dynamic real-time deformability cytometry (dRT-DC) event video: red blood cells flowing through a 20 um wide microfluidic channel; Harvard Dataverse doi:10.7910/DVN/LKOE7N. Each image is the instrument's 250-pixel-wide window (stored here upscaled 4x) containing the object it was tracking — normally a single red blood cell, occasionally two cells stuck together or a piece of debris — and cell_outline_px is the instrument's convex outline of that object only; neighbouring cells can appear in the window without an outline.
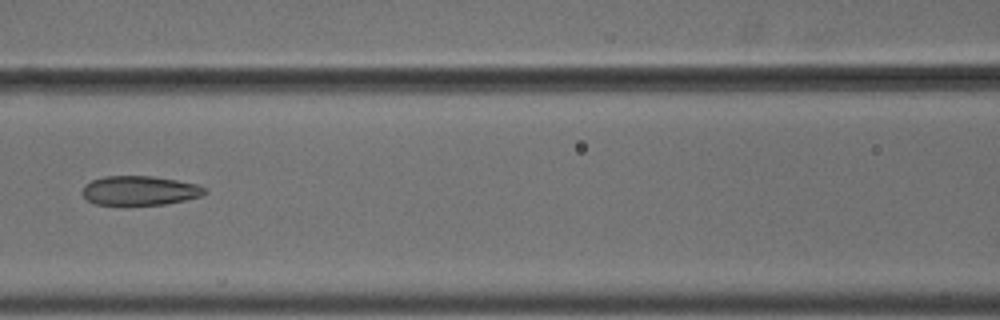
{"species": "common noctule bat (a hibernating species)", "species_latin": "Nyctalus noctula", "temperature_condition": "cold", "stored_images_in_passage": 5, "camera_frame_rate_fps": 3000, "um_per_image_px": 0.085, "animal": {"sex": "male", "body_mass_g": 18.8}, "frame": {"image": 1, "passage_image": 3, "time_ms": 0.667, "image_size_px": [1000, 320], "cell_outline_px": [[208, 192], [200, 196], [184, 200], [164, 204], [96, 204], [88, 200], [80, 192], [84, 184], [92, 180], [104, 176], [152, 176], [176, 180], [196, 184], [204, 188]], "centroid_in_image_um": [11.84, 16.18], "position_along_channel_um": 154.8, "area_um2": 20.69}}
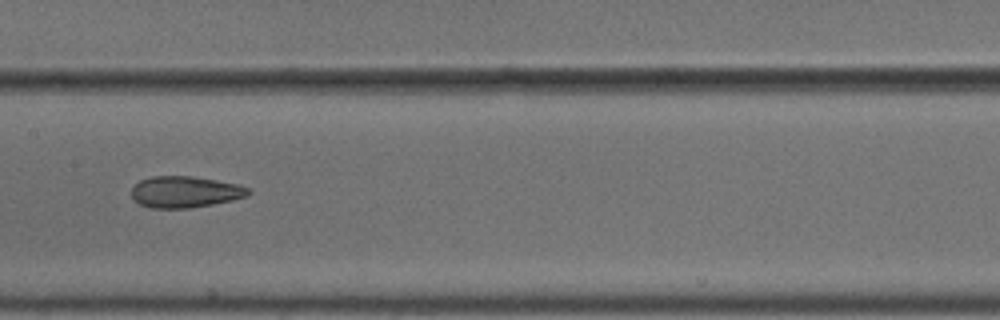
{"frame": {"image": 2, "passage_image": 4, "time_ms": 1.0, "image_size_px": [1000, 320], "cell_outline_px": [[252, 192], [248, 196], [232, 200], [192, 208], [152, 208], [140, 204], [132, 196], [132, 188], [140, 180], [152, 176], [192, 176], [216, 180], [236, 184], [248, 188]], "centroid_in_image_um": [15.74, 16.31], "position_along_channel_um": 191.7, "area_um2": 21.27}}
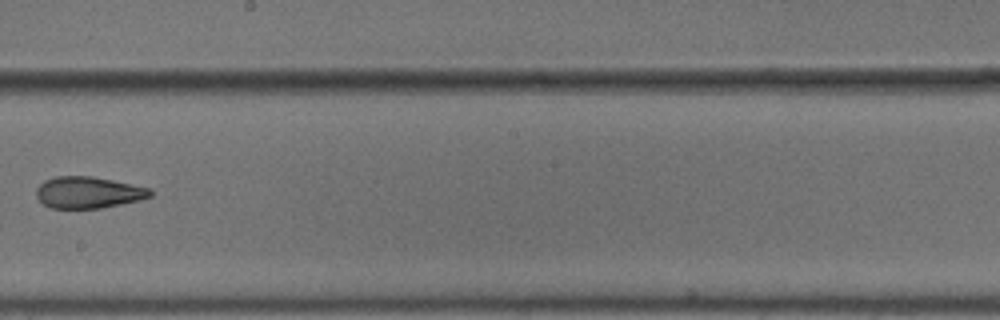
{"frame": {"image": 3, "passage_image": 5, "time_ms": 1.333, "image_size_px": [1000, 320], "cell_outline_px": [[152, 196], [140, 200], [100, 208], [52, 208], [44, 204], [36, 196], [36, 188], [44, 180], [56, 176], [92, 176], [152, 188]], "centroid_in_image_um": [7.51, 16.35], "position_along_channel_um": 240.7, "area_um2": 20.98}}